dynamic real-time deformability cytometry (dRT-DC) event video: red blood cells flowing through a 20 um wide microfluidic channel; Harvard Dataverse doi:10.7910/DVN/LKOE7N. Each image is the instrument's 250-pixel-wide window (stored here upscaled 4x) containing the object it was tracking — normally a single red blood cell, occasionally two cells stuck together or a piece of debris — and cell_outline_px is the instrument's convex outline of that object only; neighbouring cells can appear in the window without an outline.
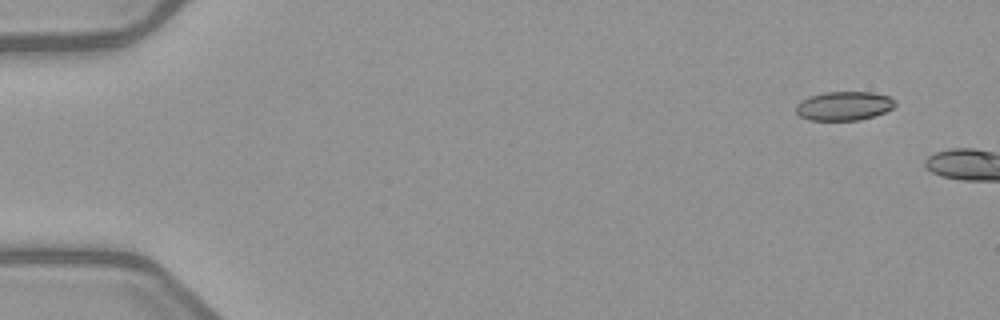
{"species": "common noctule bat (a hibernating species)", "species_latin": "Nyctalus noctula", "temperature_condition": "warm", "stored_images_in_passage": 2, "camera_frame_rate_fps": 3000, "um_per_image_px": 0.085, "animal": {"sex": "female", "body_mass_g": 21.9}, "frame": {"image": 1, "passage_image": 1, "time_ms": 0.0, "image_size_px": [1000, 320], "cell_outline_px": [[896, 104], [892, 108], [884, 112], [860, 120], [808, 120], [800, 116], [796, 112], [796, 104], [800, 100], [808, 96], [824, 92], [872, 92], [888, 96], [896, 100]], "centroid_in_image_um": [71.71, 8.99], "position_along_channel_um": 13.3, "area_um2": 16.82}}